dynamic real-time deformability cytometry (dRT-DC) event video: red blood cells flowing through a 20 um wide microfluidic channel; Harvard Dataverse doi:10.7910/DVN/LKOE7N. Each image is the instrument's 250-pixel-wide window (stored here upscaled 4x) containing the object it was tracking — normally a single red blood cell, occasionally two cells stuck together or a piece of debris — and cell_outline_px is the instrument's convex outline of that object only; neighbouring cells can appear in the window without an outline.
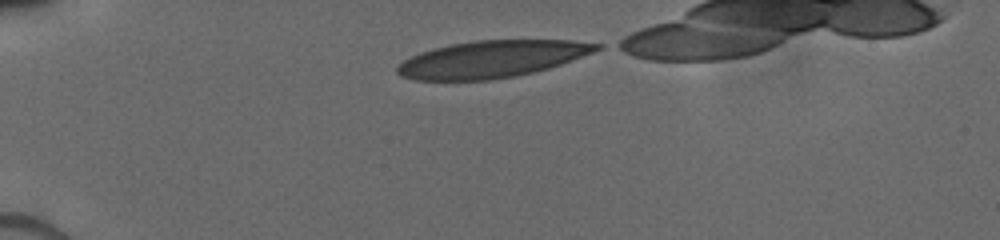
{"species": "human", "species_latin": "Homo sapiens", "temperature_condition": "cold", "stored_images_in_passage": 6, "camera_frame_rate_fps": 3000, "um_per_image_px": 0.085, "donor": {"sex": "male"}, "frame": {"image": 1, "passage_image": 1, "time_ms": 0.0, "image_size_px": [1000, 240], "cell_outline_px": [[604, 48], [560, 64], [548, 68], [516, 76], [492, 80], [416, 80], [400, 76], [396, 72], [396, 68], [404, 60], [420, 52], [452, 44], [476, 40], [572, 40], [604, 44]], "centroid_in_image_um": [41.82, 5.02], "position_along_channel_um": 43.2, "area_um2": 42.77}}
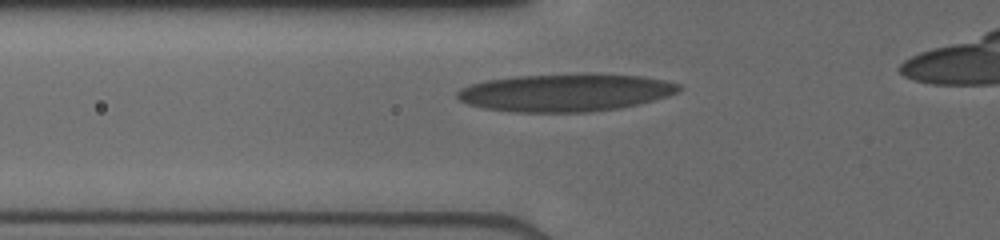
{"frame": {"image": 2, "passage_image": 4, "time_ms": 2.0, "image_size_px": [1000, 240], "cell_outline_px": [[680, 92], [668, 96], [620, 108], [588, 112], [516, 112], [484, 108], [468, 104], [460, 100], [456, 96], [456, 92], [460, 88], [472, 84], [488, 80], [516, 76], [640, 76], [664, 80], [680, 84]], "centroid_in_image_um": [48.03, 7.91], "position_along_channel_um": 77.8, "area_um2": 47.22}}
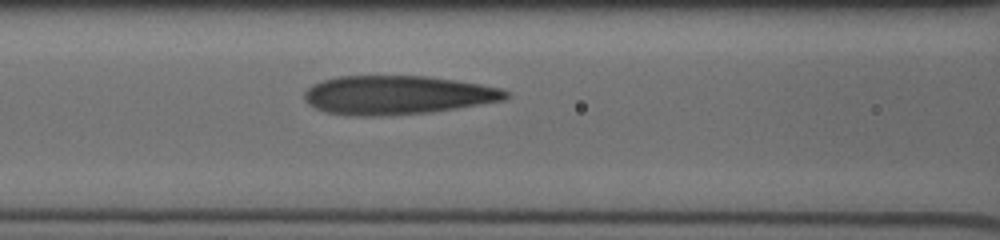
{"frame": {"image": 3, "passage_image": 6, "time_ms": 3.333, "image_size_px": [1000, 240], "cell_outline_px": [[512, 96], [504, 100], [456, 108], [428, 112], [380, 116], [360, 116], [324, 112], [308, 104], [304, 96], [304, 92], [312, 84], [324, 80], [340, 76], [428, 76], [456, 80], [480, 84], [500, 88], [512, 92]], "centroid_in_image_um": [33.8, 8.07], "position_along_channel_um": 132.8, "area_um2": 45.55}}